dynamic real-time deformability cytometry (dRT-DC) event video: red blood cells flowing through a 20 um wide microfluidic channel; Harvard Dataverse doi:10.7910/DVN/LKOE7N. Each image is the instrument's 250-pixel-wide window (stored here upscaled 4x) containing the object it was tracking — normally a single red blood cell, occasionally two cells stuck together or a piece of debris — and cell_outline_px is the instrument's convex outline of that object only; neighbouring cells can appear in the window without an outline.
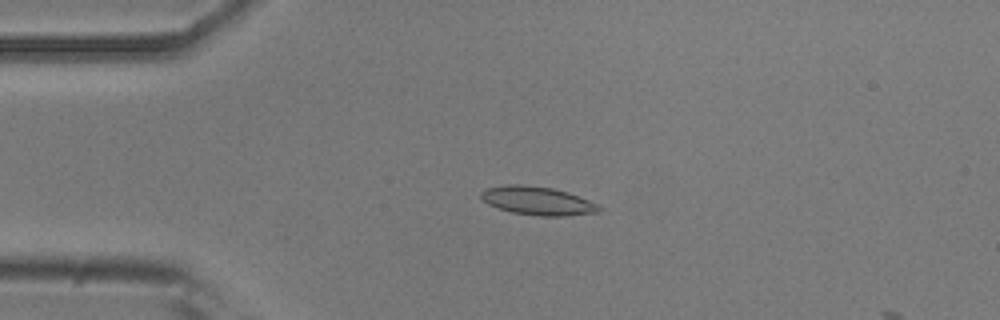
{"species": "common noctule bat (a hibernating species)", "species_latin": "Nyctalus noctula", "temperature_condition": "room temperature", "stored_images_in_passage": 15, "camera_frame_rate_fps": 3000, "um_per_image_px": 0.085, "animal": {"sex": "male", "body_mass_g": 20.5, "forearm_length_mm": 52.5}, "frame": {"image": 1, "passage_image": 12, "time_ms": 3.667, "image_size_px": [1000, 320], "cell_outline_px": [[604, 208], [600, 212], [568, 216], [540, 216], [512, 212], [488, 204], [480, 196], [480, 192], [488, 188], [508, 184], [520, 184], [552, 188], [568, 192], [588, 200]], "centroid_in_image_um": [45.73, 17.07], "position_along_channel_um": 39.3, "area_um2": 19.48}}